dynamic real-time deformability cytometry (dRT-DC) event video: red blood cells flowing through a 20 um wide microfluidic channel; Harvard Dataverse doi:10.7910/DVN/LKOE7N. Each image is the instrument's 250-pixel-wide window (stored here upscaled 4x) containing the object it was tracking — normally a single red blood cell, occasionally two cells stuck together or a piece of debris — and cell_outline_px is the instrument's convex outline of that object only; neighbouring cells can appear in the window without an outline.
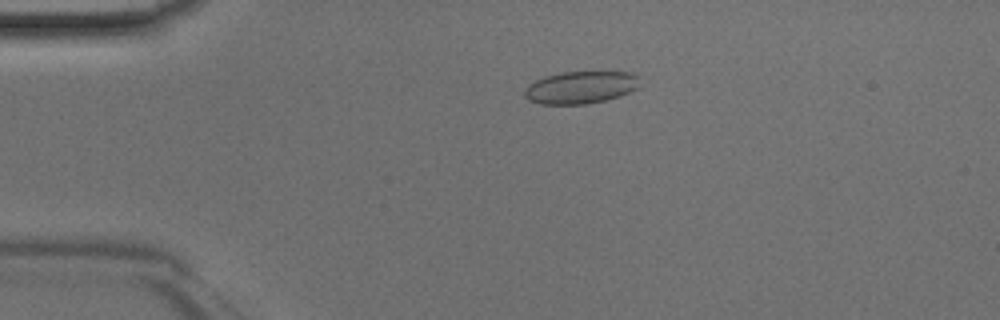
{"species": "Egyptian fruit bat (a non-hibernating species)", "species_latin": "Rousettus aegyptiacus", "temperature_condition": "room temperature", "stored_images_in_passage": 46, "camera_frame_rate_fps": 3000, "um_per_image_px": 0.085, "animal": {"sex": "male"}, "frame": {"image": 1, "passage_image": 10, "time_ms": 3.0, "image_size_px": [1000, 320], "cell_outline_px": [[640, 76], [636, 88], [620, 96], [588, 104], [540, 104], [528, 100], [524, 96], [524, 88], [528, 84], [544, 76], [564, 72], [632, 72]], "centroid_in_image_um": [49.32, 7.43], "position_along_channel_um": 35.7, "area_um2": 21.79}}
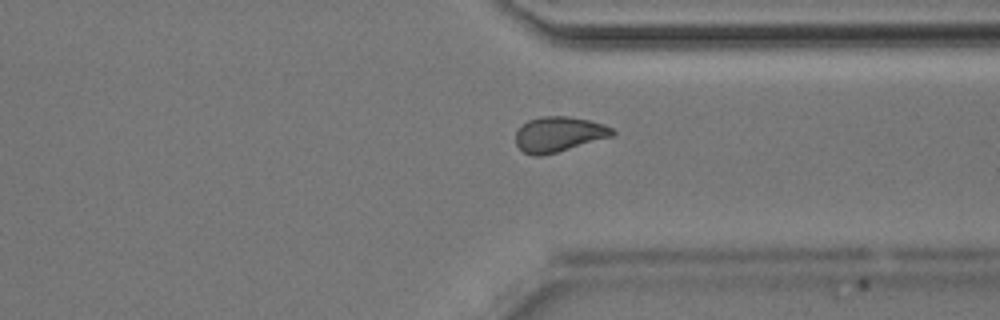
{"frame": {"image": 2, "passage_image": 35, "time_ms": 11.333, "image_size_px": [1000, 320], "cell_outline_px": [[616, 132], [612, 136], [556, 152], [540, 156], [532, 156], [524, 152], [516, 144], [516, 132], [528, 120], [540, 116], [568, 116], [588, 120], [604, 124], [612, 128]], "centroid_in_image_um": [47.49, 11.4], "position_along_channel_um": 363.9, "area_um2": 19.59}}
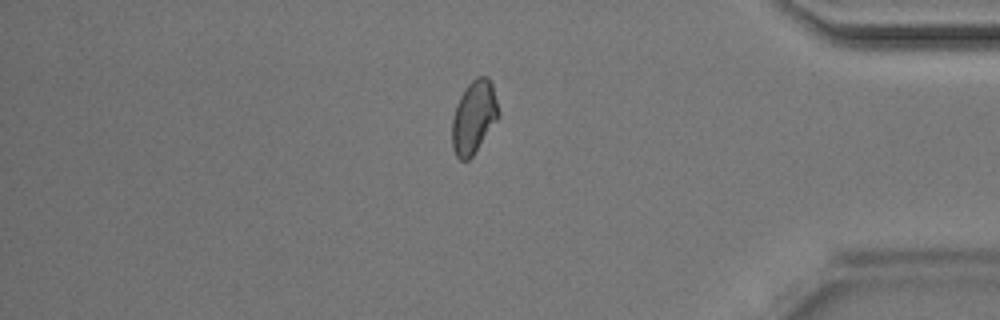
{"frame": {"image": 3, "passage_image": 39, "time_ms": 12.667, "image_size_px": [1000, 320], "cell_outline_px": [[500, 116], [472, 156], [468, 160], [460, 160], [456, 156], [452, 148], [452, 120], [456, 104], [460, 96], [468, 84], [476, 76], [488, 76], [492, 84], [500, 112]], "centroid_in_image_um": [40.28, 9.94], "position_along_channel_um": 394.9, "area_um2": 19.77}}